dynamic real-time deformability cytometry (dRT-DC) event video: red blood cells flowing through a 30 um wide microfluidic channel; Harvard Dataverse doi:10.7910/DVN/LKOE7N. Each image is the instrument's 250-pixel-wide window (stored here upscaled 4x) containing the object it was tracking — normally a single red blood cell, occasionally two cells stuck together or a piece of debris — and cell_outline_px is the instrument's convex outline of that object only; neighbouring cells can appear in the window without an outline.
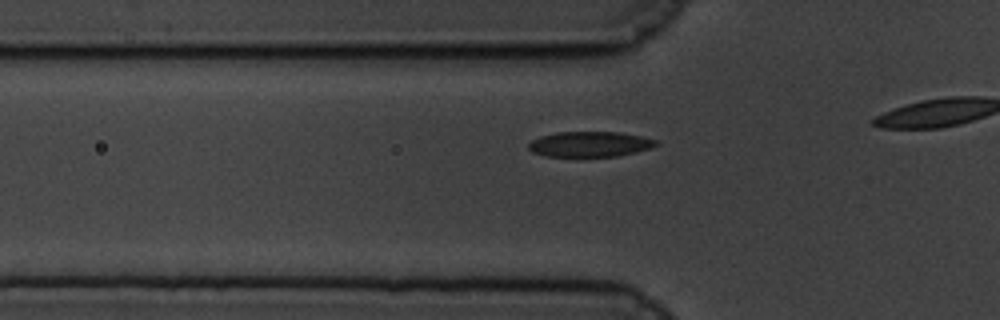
{"species": "common noctule bat (a hibernating species)", "species_latin": "Nyctalus noctula", "temperature_condition": "cold", "stored_images_in_passage": 22, "camera_frame_rate_fps": 3000, "um_per_image_px": 0.085, "animal": {"sex": "male", "body_mass_g": 19.5, "forearm_length_mm": 54.6}, "frame": {"image": 1, "passage_image": 16, "time_ms": 5.0, "image_size_px": [1000, 320], "cell_outline_px": [[660, 144], [652, 148], [636, 152], [616, 156], [548, 156], [532, 152], [528, 148], [528, 144], [532, 140], [540, 136], [556, 132], [620, 132], [640, 136], [656, 140]], "centroid_in_image_um": [50.15, 12.25], "position_along_channel_um": 75.7, "area_um2": 18.79}}